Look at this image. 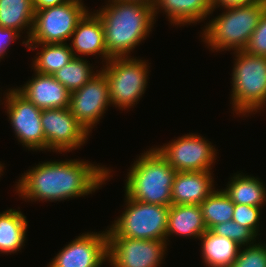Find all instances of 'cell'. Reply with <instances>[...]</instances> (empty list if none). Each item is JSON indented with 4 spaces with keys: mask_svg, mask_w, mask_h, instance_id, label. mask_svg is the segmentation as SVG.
Wrapping results in <instances>:
<instances>
[{
    "mask_svg": "<svg viewBox=\"0 0 266 267\" xmlns=\"http://www.w3.org/2000/svg\"><path fill=\"white\" fill-rule=\"evenodd\" d=\"M28 221L21 211L8 209L0 213V252L16 253L25 245Z\"/></svg>",
    "mask_w": 266,
    "mask_h": 267,
    "instance_id": "7402d4cb",
    "label": "cell"
},
{
    "mask_svg": "<svg viewBox=\"0 0 266 267\" xmlns=\"http://www.w3.org/2000/svg\"><path fill=\"white\" fill-rule=\"evenodd\" d=\"M258 0H212L213 5V11H215L216 8H231V7H238L246 4H250L252 2H255Z\"/></svg>",
    "mask_w": 266,
    "mask_h": 267,
    "instance_id": "1f68e13d",
    "label": "cell"
},
{
    "mask_svg": "<svg viewBox=\"0 0 266 267\" xmlns=\"http://www.w3.org/2000/svg\"><path fill=\"white\" fill-rule=\"evenodd\" d=\"M41 124L45 135V150L67 152L80 148L90 134L74 117L69 107L42 109Z\"/></svg>",
    "mask_w": 266,
    "mask_h": 267,
    "instance_id": "7c38bea8",
    "label": "cell"
},
{
    "mask_svg": "<svg viewBox=\"0 0 266 267\" xmlns=\"http://www.w3.org/2000/svg\"><path fill=\"white\" fill-rule=\"evenodd\" d=\"M203 220L208 230L213 226L232 220L235 204L224 190H214L200 204Z\"/></svg>",
    "mask_w": 266,
    "mask_h": 267,
    "instance_id": "d4e9b609",
    "label": "cell"
},
{
    "mask_svg": "<svg viewBox=\"0 0 266 267\" xmlns=\"http://www.w3.org/2000/svg\"><path fill=\"white\" fill-rule=\"evenodd\" d=\"M264 185L258 177L236 173L223 190L234 204L262 207L266 202Z\"/></svg>",
    "mask_w": 266,
    "mask_h": 267,
    "instance_id": "44dd1931",
    "label": "cell"
},
{
    "mask_svg": "<svg viewBox=\"0 0 266 267\" xmlns=\"http://www.w3.org/2000/svg\"><path fill=\"white\" fill-rule=\"evenodd\" d=\"M93 68L94 66L92 67L84 57H74L64 67L53 73L52 76L71 93L80 89L98 73V70L95 72Z\"/></svg>",
    "mask_w": 266,
    "mask_h": 267,
    "instance_id": "484cf974",
    "label": "cell"
},
{
    "mask_svg": "<svg viewBox=\"0 0 266 267\" xmlns=\"http://www.w3.org/2000/svg\"><path fill=\"white\" fill-rule=\"evenodd\" d=\"M104 27L99 16L95 12H87L78 22L73 34L71 35L70 48L74 57L80 58L81 55H98L108 62L111 57L105 47ZM79 54V55H76Z\"/></svg>",
    "mask_w": 266,
    "mask_h": 267,
    "instance_id": "2e32d148",
    "label": "cell"
},
{
    "mask_svg": "<svg viewBox=\"0 0 266 267\" xmlns=\"http://www.w3.org/2000/svg\"><path fill=\"white\" fill-rule=\"evenodd\" d=\"M261 209L262 207L235 204L232 220L249 228L258 238Z\"/></svg>",
    "mask_w": 266,
    "mask_h": 267,
    "instance_id": "f1b7e54d",
    "label": "cell"
},
{
    "mask_svg": "<svg viewBox=\"0 0 266 267\" xmlns=\"http://www.w3.org/2000/svg\"><path fill=\"white\" fill-rule=\"evenodd\" d=\"M244 51L252 55L266 56V10L261 16L259 24L252 33Z\"/></svg>",
    "mask_w": 266,
    "mask_h": 267,
    "instance_id": "f546056e",
    "label": "cell"
},
{
    "mask_svg": "<svg viewBox=\"0 0 266 267\" xmlns=\"http://www.w3.org/2000/svg\"><path fill=\"white\" fill-rule=\"evenodd\" d=\"M230 267H266V244L262 242L244 246Z\"/></svg>",
    "mask_w": 266,
    "mask_h": 267,
    "instance_id": "83f0119b",
    "label": "cell"
},
{
    "mask_svg": "<svg viewBox=\"0 0 266 267\" xmlns=\"http://www.w3.org/2000/svg\"><path fill=\"white\" fill-rule=\"evenodd\" d=\"M207 230L200 205L170 206L167 220L166 243L169 241L168 237L174 234L199 239Z\"/></svg>",
    "mask_w": 266,
    "mask_h": 267,
    "instance_id": "d6986e66",
    "label": "cell"
},
{
    "mask_svg": "<svg viewBox=\"0 0 266 267\" xmlns=\"http://www.w3.org/2000/svg\"><path fill=\"white\" fill-rule=\"evenodd\" d=\"M212 171L176 172L171 205H200L214 190Z\"/></svg>",
    "mask_w": 266,
    "mask_h": 267,
    "instance_id": "e0dca14e",
    "label": "cell"
},
{
    "mask_svg": "<svg viewBox=\"0 0 266 267\" xmlns=\"http://www.w3.org/2000/svg\"><path fill=\"white\" fill-rule=\"evenodd\" d=\"M153 10L155 17L163 10L171 25L184 26L206 20L213 14V5L212 0H156Z\"/></svg>",
    "mask_w": 266,
    "mask_h": 267,
    "instance_id": "ac0fdd59",
    "label": "cell"
},
{
    "mask_svg": "<svg viewBox=\"0 0 266 267\" xmlns=\"http://www.w3.org/2000/svg\"><path fill=\"white\" fill-rule=\"evenodd\" d=\"M70 0H33L34 11L42 10L48 7L62 5Z\"/></svg>",
    "mask_w": 266,
    "mask_h": 267,
    "instance_id": "d6a6232c",
    "label": "cell"
},
{
    "mask_svg": "<svg viewBox=\"0 0 266 267\" xmlns=\"http://www.w3.org/2000/svg\"><path fill=\"white\" fill-rule=\"evenodd\" d=\"M34 15L33 0H0V26L14 29L19 34L27 28V40L22 42L24 46L31 36Z\"/></svg>",
    "mask_w": 266,
    "mask_h": 267,
    "instance_id": "603a6c76",
    "label": "cell"
},
{
    "mask_svg": "<svg viewBox=\"0 0 266 267\" xmlns=\"http://www.w3.org/2000/svg\"><path fill=\"white\" fill-rule=\"evenodd\" d=\"M110 172L82 159L47 161L24 172L15 189L25 201H64L94 193L111 177Z\"/></svg>",
    "mask_w": 266,
    "mask_h": 267,
    "instance_id": "6da1fadb",
    "label": "cell"
},
{
    "mask_svg": "<svg viewBox=\"0 0 266 267\" xmlns=\"http://www.w3.org/2000/svg\"><path fill=\"white\" fill-rule=\"evenodd\" d=\"M211 144L205 137L189 133L155 148L177 172L211 171L217 156Z\"/></svg>",
    "mask_w": 266,
    "mask_h": 267,
    "instance_id": "30bf717a",
    "label": "cell"
},
{
    "mask_svg": "<svg viewBox=\"0 0 266 267\" xmlns=\"http://www.w3.org/2000/svg\"><path fill=\"white\" fill-rule=\"evenodd\" d=\"M96 11L104 27L105 47L111 58L129 57L149 36L156 22L153 6L143 3L108 0Z\"/></svg>",
    "mask_w": 266,
    "mask_h": 267,
    "instance_id": "7a4b0ae2",
    "label": "cell"
},
{
    "mask_svg": "<svg viewBox=\"0 0 266 267\" xmlns=\"http://www.w3.org/2000/svg\"><path fill=\"white\" fill-rule=\"evenodd\" d=\"M176 172L156 148H150L132 164L125 180V194L144 203L171 206Z\"/></svg>",
    "mask_w": 266,
    "mask_h": 267,
    "instance_id": "3957f363",
    "label": "cell"
},
{
    "mask_svg": "<svg viewBox=\"0 0 266 267\" xmlns=\"http://www.w3.org/2000/svg\"><path fill=\"white\" fill-rule=\"evenodd\" d=\"M146 60L134 57L111 58L101 71L109 83L110 103L119 109H129L137 104L148 85Z\"/></svg>",
    "mask_w": 266,
    "mask_h": 267,
    "instance_id": "8992f818",
    "label": "cell"
},
{
    "mask_svg": "<svg viewBox=\"0 0 266 267\" xmlns=\"http://www.w3.org/2000/svg\"><path fill=\"white\" fill-rule=\"evenodd\" d=\"M107 237V261L112 267H160L167 251L166 240L119 237L110 228Z\"/></svg>",
    "mask_w": 266,
    "mask_h": 267,
    "instance_id": "9c48e42d",
    "label": "cell"
},
{
    "mask_svg": "<svg viewBox=\"0 0 266 267\" xmlns=\"http://www.w3.org/2000/svg\"><path fill=\"white\" fill-rule=\"evenodd\" d=\"M21 35L14 29L3 28L0 26V59H2L7 53L11 42L19 39Z\"/></svg>",
    "mask_w": 266,
    "mask_h": 267,
    "instance_id": "4dcf8cb0",
    "label": "cell"
},
{
    "mask_svg": "<svg viewBox=\"0 0 266 267\" xmlns=\"http://www.w3.org/2000/svg\"><path fill=\"white\" fill-rule=\"evenodd\" d=\"M210 231L218 236L227 237L239 246H249L256 243V235L247 227L241 226L233 220L219 223Z\"/></svg>",
    "mask_w": 266,
    "mask_h": 267,
    "instance_id": "4316f807",
    "label": "cell"
},
{
    "mask_svg": "<svg viewBox=\"0 0 266 267\" xmlns=\"http://www.w3.org/2000/svg\"><path fill=\"white\" fill-rule=\"evenodd\" d=\"M35 75L22 87L15 88L22 96L40 109L67 108L70 92L52 75L34 71Z\"/></svg>",
    "mask_w": 266,
    "mask_h": 267,
    "instance_id": "9a60e30c",
    "label": "cell"
},
{
    "mask_svg": "<svg viewBox=\"0 0 266 267\" xmlns=\"http://www.w3.org/2000/svg\"><path fill=\"white\" fill-rule=\"evenodd\" d=\"M226 11L210 20L201 32L202 41L212 51L244 50L266 10V0L223 8Z\"/></svg>",
    "mask_w": 266,
    "mask_h": 267,
    "instance_id": "277c9868",
    "label": "cell"
},
{
    "mask_svg": "<svg viewBox=\"0 0 266 267\" xmlns=\"http://www.w3.org/2000/svg\"><path fill=\"white\" fill-rule=\"evenodd\" d=\"M5 166H3V164L0 163V177H1V174L3 172V169H4Z\"/></svg>",
    "mask_w": 266,
    "mask_h": 267,
    "instance_id": "e575fe53",
    "label": "cell"
},
{
    "mask_svg": "<svg viewBox=\"0 0 266 267\" xmlns=\"http://www.w3.org/2000/svg\"><path fill=\"white\" fill-rule=\"evenodd\" d=\"M108 260L107 229L85 232L59 251L47 267H101Z\"/></svg>",
    "mask_w": 266,
    "mask_h": 267,
    "instance_id": "5bb4252c",
    "label": "cell"
},
{
    "mask_svg": "<svg viewBox=\"0 0 266 267\" xmlns=\"http://www.w3.org/2000/svg\"><path fill=\"white\" fill-rule=\"evenodd\" d=\"M201 254L207 267H230L237 258L240 247L227 237L218 236L207 230L200 238Z\"/></svg>",
    "mask_w": 266,
    "mask_h": 267,
    "instance_id": "ffe728a7",
    "label": "cell"
},
{
    "mask_svg": "<svg viewBox=\"0 0 266 267\" xmlns=\"http://www.w3.org/2000/svg\"><path fill=\"white\" fill-rule=\"evenodd\" d=\"M39 46L42 49L37 52L32 62L33 71L52 75L74 58L73 51L68 43H27L26 47H28V50H34Z\"/></svg>",
    "mask_w": 266,
    "mask_h": 267,
    "instance_id": "cb8c5ba5",
    "label": "cell"
},
{
    "mask_svg": "<svg viewBox=\"0 0 266 267\" xmlns=\"http://www.w3.org/2000/svg\"><path fill=\"white\" fill-rule=\"evenodd\" d=\"M125 210L114 220L110 229L119 237L166 240L170 206L133 200L125 194Z\"/></svg>",
    "mask_w": 266,
    "mask_h": 267,
    "instance_id": "52a82bcc",
    "label": "cell"
},
{
    "mask_svg": "<svg viewBox=\"0 0 266 267\" xmlns=\"http://www.w3.org/2000/svg\"><path fill=\"white\" fill-rule=\"evenodd\" d=\"M82 0L35 11L31 36L27 43H66L78 22L88 12Z\"/></svg>",
    "mask_w": 266,
    "mask_h": 267,
    "instance_id": "ba28073f",
    "label": "cell"
},
{
    "mask_svg": "<svg viewBox=\"0 0 266 267\" xmlns=\"http://www.w3.org/2000/svg\"><path fill=\"white\" fill-rule=\"evenodd\" d=\"M231 105L237 115L247 117L266 106V56L235 51Z\"/></svg>",
    "mask_w": 266,
    "mask_h": 267,
    "instance_id": "5b68a950",
    "label": "cell"
},
{
    "mask_svg": "<svg viewBox=\"0 0 266 267\" xmlns=\"http://www.w3.org/2000/svg\"><path fill=\"white\" fill-rule=\"evenodd\" d=\"M119 1H125V2H137V3H143L153 6L156 2V0H119Z\"/></svg>",
    "mask_w": 266,
    "mask_h": 267,
    "instance_id": "836d02e7",
    "label": "cell"
},
{
    "mask_svg": "<svg viewBox=\"0 0 266 267\" xmlns=\"http://www.w3.org/2000/svg\"><path fill=\"white\" fill-rule=\"evenodd\" d=\"M3 100L17 140L29 151H45V135L41 124L42 109L37 108L15 88L9 89Z\"/></svg>",
    "mask_w": 266,
    "mask_h": 267,
    "instance_id": "8fae6325",
    "label": "cell"
},
{
    "mask_svg": "<svg viewBox=\"0 0 266 267\" xmlns=\"http://www.w3.org/2000/svg\"><path fill=\"white\" fill-rule=\"evenodd\" d=\"M110 105L109 83L101 70L80 89L70 93L69 109L89 133Z\"/></svg>",
    "mask_w": 266,
    "mask_h": 267,
    "instance_id": "4fadbf2b",
    "label": "cell"
}]
</instances>
